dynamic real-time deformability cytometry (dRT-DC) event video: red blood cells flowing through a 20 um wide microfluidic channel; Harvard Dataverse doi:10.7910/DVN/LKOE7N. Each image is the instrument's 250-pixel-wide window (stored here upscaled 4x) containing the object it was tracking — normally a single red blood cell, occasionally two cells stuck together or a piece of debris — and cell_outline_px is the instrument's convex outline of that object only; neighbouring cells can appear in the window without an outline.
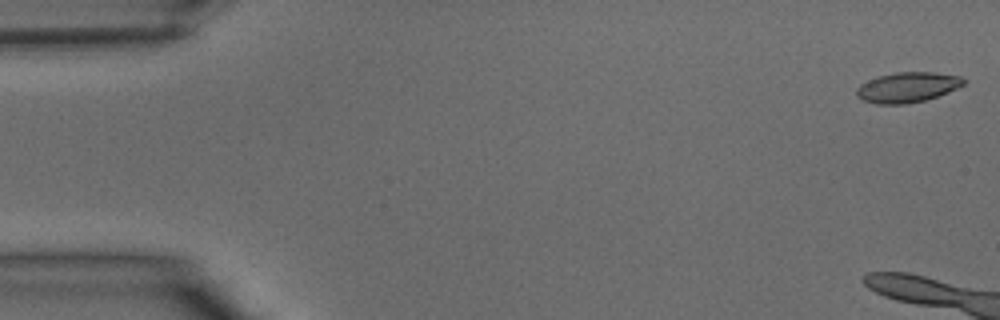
{"species": "common noctule bat (a hibernating species)", "species_latin": "Nyctalus noctula", "temperature_condition": "warm", "stored_images_in_passage": 8, "camera_frame_rate_fps": 3000, "um_per_image_px": 0.085, "animal": {"sex": "male", "body_mass_g": 15.6}, "frame": {"image": 1, "passage_image": 1, "time_ms": 0.0, "image_size_px": [1000, 320], "cell_outline_px": [[964, 84], [948, 92], [924, 100], [908, 104], [876, 104], [864, 100], [856, 96], [856, 88], [860, 84], [868, 80], [880, 76], [896, 72], [932, 72], [960, 76], [964, 80]], "centroid_in_image_um": [77.1, 7.42], "position_along_channel_um": 7.9, "area_um2": 18.67}}